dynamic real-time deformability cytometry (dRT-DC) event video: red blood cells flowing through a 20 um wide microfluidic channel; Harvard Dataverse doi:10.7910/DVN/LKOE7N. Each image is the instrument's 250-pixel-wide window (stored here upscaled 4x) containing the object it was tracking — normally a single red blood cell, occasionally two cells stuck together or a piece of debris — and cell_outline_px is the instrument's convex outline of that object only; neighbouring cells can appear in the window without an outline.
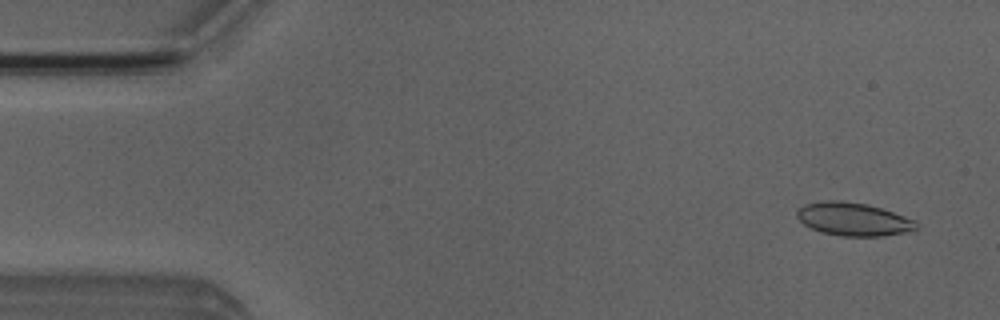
{"species": "Egyptian fruit bat (a non-hibernating species)", "species_latin": "Rousettus aegyptiacus", "temperature_condition": "room temperature", "stored_images_in_passage": 4, "camera_frame_rate_fps": 3000, "um_per_image_px": 0.085, "animal": {"sex": "male"}, "frame": {"image": 1, "passage_image": 1, "time_ms": 0.0, "image_size_px": [1000, 320], "cell_outline_px": [[920, 228], [904, 232], [880, 236], [844, 236], [820, 232], [804, 224], [796, 216], [796, 212], [804, 204], [824, 200], [844, 200], [868, 204], [916, 220], [920, 224]], "centroid_in_image_um": [72.54, 18.62], "position_along_channel_um": 12.5, "area_um2": 23.12}}